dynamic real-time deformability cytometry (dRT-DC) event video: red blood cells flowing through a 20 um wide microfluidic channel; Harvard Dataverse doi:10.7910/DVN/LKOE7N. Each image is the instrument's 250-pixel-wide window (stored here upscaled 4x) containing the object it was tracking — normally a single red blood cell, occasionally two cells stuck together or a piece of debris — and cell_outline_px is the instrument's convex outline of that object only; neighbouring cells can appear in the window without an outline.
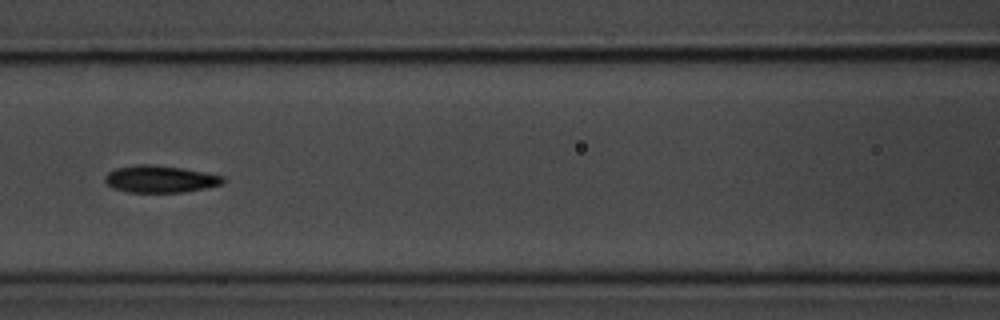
{"species": "common noctule bat (a hibernating species)", "species_latin": "Nyctalus noctula", "temperature_condition": "room temperature", "stored_images_in_passage": 7, "camera_frame_rate_fps": 3000, "um_per_image_px": 0.085, "animal": {"sex": "male", "body_mass_g": 20.1, "forearm_length_mm": 53.5}, "frame": {"image": 1, "passage_image": 6, "time_ms": 5.667, "image_size_px": [1000, 320], "cell_outline_px": [[224, 184], [208, 188], [184, 192], [128, 192], [112, 188], [104, 180], [104, 176], [108, 172], [116, 168], [136, 164], [152, 164], [180, 168], [224, 176]], "centroid_in_image_um": [13.6, 15.22], "position_along_channel_um": 153.0, "area_um2": 18.67}}
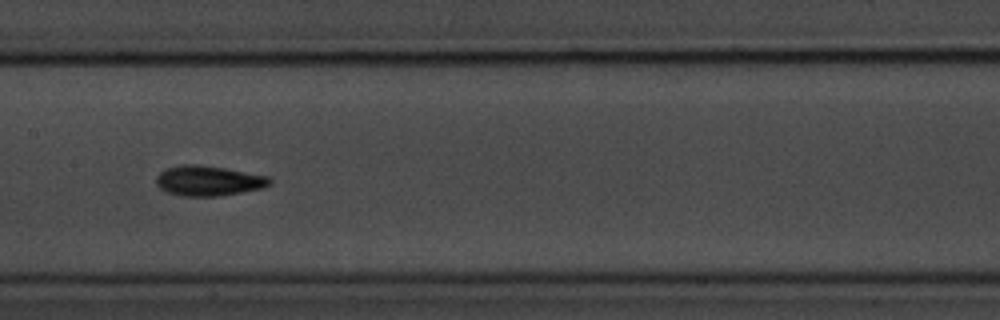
{"frame": {"image": 2, "passage_image": 7, "time_ms": 6.667, "image_size_px": [1000, 320], "cell_outline_px": [[272, 184], [264, 188], [220, 196], [184, 196], [168, 192], [160, 188], [156, 184], [156, 176], [164, 168], [180, 164], [200, 164], [224, 168], [268, 176], [272, 180]], "centroid_in_image_um": [17.72, 15.35], "position_along_channel_um": 189.7, "area_um2": 20.11}}